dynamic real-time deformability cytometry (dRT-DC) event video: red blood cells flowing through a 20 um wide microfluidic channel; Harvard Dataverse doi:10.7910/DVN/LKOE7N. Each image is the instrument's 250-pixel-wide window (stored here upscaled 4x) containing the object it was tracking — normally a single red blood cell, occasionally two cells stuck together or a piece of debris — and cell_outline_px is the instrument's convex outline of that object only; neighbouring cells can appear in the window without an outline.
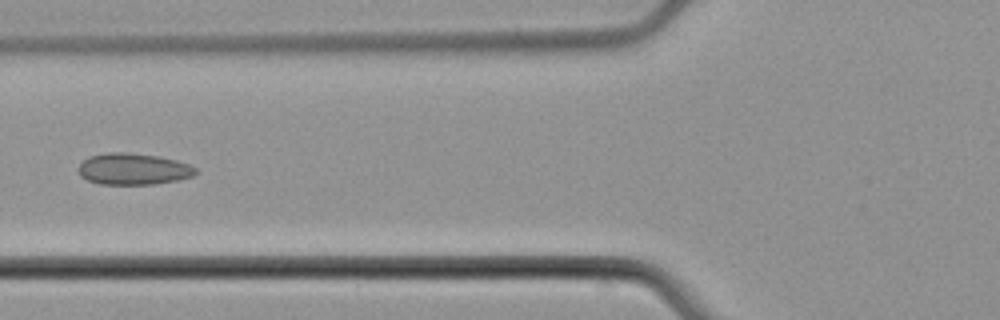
{"species": "common noctule bat (a hibernating species)", "species_latin": "Nyctalus noctula", "temperature_condition": "cold", "stored_images_in_passage": 5, "camera_frame_rate_fps": 3000, "um_per_image_px": 0.085, "animal": {"sex": "male", "body_mass_g": 21.5, "forearm_length_mm": 52.0}, "frame": {"image": 1, "passage_image": 5, "time_ms": 5.0, "image_size_px": [1000, 320], "cell_outline_px": [[196, 172], [192, 176], [176, 180], [152, 184], [100, 184], [88, 180], [80, 176], [76, 168], [88, 156], [104, 152], [128, 152], [160, 156], [176, 160], [188, 164], [196, 168]], "centroid_in_image_um": [11.27, 14.35], "position_along_channel_um": 114.5, "area_um2": 21.62}}